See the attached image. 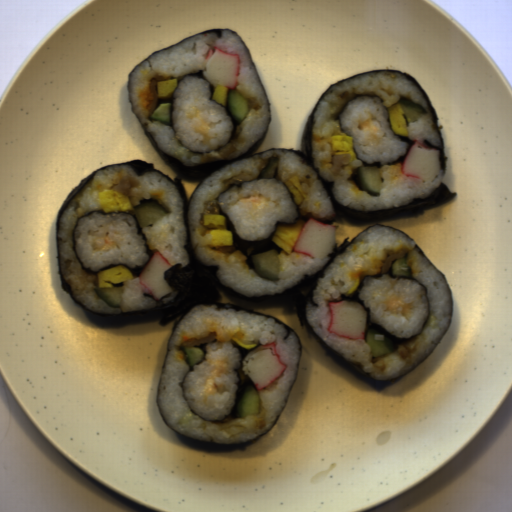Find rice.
I'll use <instances>...</instances> for the list:
<instances>
[{"mask_svg": "<svg viewBox=\"0 0 512 512\" xmlns=\"http://www.w3.org/2000/svg\"><path fill=\"white\" fill-rule=\"evenodd\" d=\"M216 307L194 306L173 331L160 380L158 405L166 422L191 438L215 443L253 440L269 430L286 404L297 373L300 341L293 332L285 340V327L276 324L273 319L235 309L217 310ZM232 337L241 338L243 343H258L256 347L275 341L278 343L277 352L287 367L277 380L258 390L260 414L241 418L235 408L233 414L220 423L204 422L193 415L189 407L205 419L221 420L230 413L235 403L238 377L233 369L239 367V352L230 346L236 344L230 339ZM185 346H196L204 353L203 360L193 365V371L183 383L187 401L178 386V381H182L190 368L183 351ZM241 350L243 358L251 351ZM221 356H227L231 367L229 374L216 378V383L223 382L225 387L215 395H210L209 406H204L202 391L207 377L214 369L207 364V358ZM239 372L241 383L238 402L243 392L255 387L253 381L244 375V371L240 369Z\"/></svg>", "mask_w": 512, "mask_h": 512, "instance_id": "rice-1", "label": "rice"}, {"mask_svg": "<svg viewBox=\"0 0 512 512\" xmlns=\"http://www.w3.org/2000/svg\"><path fill=\"white\" fill-rule=\"evenodd\" d=\"M406 258L412 269V277L428 288L431 314L424 331L404 343H395L393 352L374 357L364 340H348L330 334L329 302L339 301L360 277L384 274L392 268L396 259ZM313 306L305 307L308 323L334 351L345 358L360 362L363 370L376 380H389L403 375L421 363L437 346L450 320L451 301L443 275L421 254L414 243L403 233L383 226H375L361 233L346 249L335 257L326 269L324 278H318L313 291Z\"/></svg>", "mask_w": 512, "mask_h": 512, "instance_id": "rice-2", "label": "rice"}, {"mask_svg": "<svg viewBox=\"0 0 512 512\" xmlns=\"http://www.w3.org/2000/svg\"><path fill=\"white\" fill-rule=\"evenodd\" d=\"M126 176H132L140 182L130 191V201L133 207L140 205L141 200L151 198L152 190H160L164 192L161 202L171 211L154 224L141 227L149 249L153 253H161L171 266L182 264L183 268L189 261L188 253L183 248L187 240L184 207L181 194L173 183L155 171L137 176L128 165L110 167L96 172L95 176L68 204L59 220L57 233L58 237L62 239L59 241V260L63 277L71 285L74 296L94 312L115 314L137 312L155 308L157 304L156 301L143 294L149 292L140 283L139 276H133L129 281L121 282L123 292L120 306H109L94 290L99 289L98 275L86 274L72 249V231L77 223V218L87 212L100 210L96 202L99 198L98 193L112 188L120 182L122 177Z\"/></svg>", "mask_w": 512, "mask_h": 512, "instance_id": "rice-3", "label": "rice"}, {"mask_svg": "<svg viewBox=\"0 0 512 512\" xmlns=\"http://www.w3.org/2000/svg\"><path fill=\"white\" fill-rule=\"evenodd\" d=\"M373 93L381 96L382 106L389 108L399 103L401 96L409 97L412 103H417L424 108L426 114L420 116L417 121L408 122V138L424 144L428 140L434 146H439L441 141L436 129L431 125V111L428 104L417 86L396 71L371 72L355 78L343 81L332 86L329 92L324 95L313 115V135L311 144L313 146L311 156L314 158V167L319 168V174L326 180L334 181L332 194L341 205L348 206L355 210H377L389 207L406 205L414 198L428 197L444 180V173H440L430 184H422L406 177L402 173L394 182H390L388 170L394 164L381 165L380 177L382 188L380 196H371L363 192L356 197L351 191L354 182L348 180L353 174V169L365 167L362 160L357 159L348 163L339 172L338 176H332L330 168L333 166V146L330 138L332 135L342 134L338 120L331 117L338 112L342 104L347 102L353 94Z\"/></svg>", "mask_w": 512, "mask_h": 512, "instance_id": "rice-4", "label": "rice"}, {"mask_svg": "<svg viewBox=\"0 0 512 512\" xmlns=\"http://www.w3.org/2000/svg\"><path fill=\"white\" fill-rule=\"evenodd\" d=\"M215 46L228 54L240 55L241 65L238 85L235 90L247 100L254 97L262 107L256 111L250 110L247 117L237 127V137L232 138L219 152L193 154L178 143L170 125L150 118L146 119L138 96L147 87L148 81L153 75L164 77L171 75L170 79L178 78L179 81L184 76L198 73L200 69L204 70L208 50L211 47L213 51ZM129 87L133 112L139 115L141 122L147 123L146 128L154 137L158 148L178 159L184 166L194 167L212 161L236 159L245 154L256 141L264 136L269 125L267 95L257 77L245 44L237 34H233L229 29L224 30L221 37L214 32L199 35L174 48L154 53L147 61L133 70L129 77ZM172 95L173 93L167 98H160L158 104L161 102L171 103Z\"/></svg>", "mask_w": 512, "mask_h": 512, "instance_id": "rice-5", "label": "rice"}, {"mask_svg": "<svg viewBox=\"0 0 512 512\" xmlns=\"http://www.w3.org/2000/svg\"><path fill=\"white\" fill-rule=\"evenodd\" d=\"M280 155L279 177L280 182L285 184L293 176H297L305 193L309 198L300 205L301 217L312 213L311 218L325 222L336 216L329 194L324 189L321 181L318 180L316 172L305 164L304 160L296 153L284 150L265 152L262 155H255L253 158H245L236 163H231L216 171L196 188L190 204L188 213V225L193 250L198 259L208 265H218V279L226 287H231L246 296H269L275 293H282L285 289H291L304 278V274L313 275L323 268L331 257L324 259H311L308 255L301 254L291 262L282 272L276 281H269L258 275L253 268L249 272L242 269L241 264L229 265L224 260H217L208 253L205 247L213 238L212 233H206L204 224L200 222V214L204 213V201L216 199L219 194L225 191L223 179L236 175L242 169L250 170L254 174L259 172L260 163L273 156Z\"/></svg>", "mask_w": 512, "mask_h": 512, "instance_id": "rice-6", "label": "rice"}, {"mask_svg": "<svg viewBox=\"0 0 512 512\" xmlns=\"http://www.w3.org/2000/svg\"><path fill=\"white\" fill-rule=\"evenodd\" d=\"M210 84L207 80L198 77H187L179 82L174 94L172 122L176 130L174 137L180 140L181 146L192 152L206 153L220 148L228 143L233 130L234 123L226 113L225 107L210 101ZM200 109L199 116L212 121L209 124V136L217 137L211 140L205 147L201 144L203 136L193 131V127L200 125L197 118H188L186 111L195 114Z\"/></svg>", "mask_w": 512, "mask_h": 512, "instance_id": "rice-7", "label": "rice"}, {"mask_svg": "<svg viewBox=\"0 0 512 512\" xmlns=\"http://www.w3.org/2000/svg\"><path fill=\"white\" fill-rule=\"evenodd\" d=\"M99 235H106L119 243L122 249L93 253L90 244ZM76 252L84 267L98 271L109 264H126L131 268L149 260L142 236L137 235L134 218L124 213L101 215L92 213L79 219L75 229Z\"/></svg>", "mask_w": 512, "mask_h": 512, "instance_id": "rice-8", "label": "rice"}, {"mask_svg": "<svg viewBox=\"0 0 512 512\" xmlns=\"http://www.w3.org/2000/svg\"><path fill=\"white\" fill-rule=\"evenodd\" d=\"M252 191L271 199L265 212L255 219L249 215L248 209L252 207L251 203L237 201L240 197H248ZM219 201L238 236L247 241L265 240L274 231L277 221L293 223L299 215L287 187L273 178L245 182L241 187L233 186L220 195Z\"/></svg>", "mask_w": 512, "mask_h": 512, "instance_id": "rice-9", "label": "rice"}, {"mask_svg": "<svg viewBox=\"0 0 512 512\" xmlns=\"http://www.w3.org/2000/svg\"><path fill=\"white\" fill-rule=\"evenodd\" d=\"M372 114V124L378 129L377 136L381 142H369L366 131H359V120H367ZM388 112L377 97H358L348 102L339 117V123L347 136L352 137V145L358 158L367 163L383 162L393 163L397 158L405 155L409 146L395 137L387 122Z\"/></svg>", "mask_w": 512, "mask_h": 512, "instance_id": "rice-10", "label": "rice"}, {"mask_svg": "<svg viewBox=\"0 0 512 512\" xmlns=\"http://www.w3.org/2000/svg\"><path fill=\"white\" fill-rule=\"evenodd\" d=\"M386 293L401 294L406 303L414 300L415 308L410 321L403 316H389V311L382 316L385 304L379 301L384 299L382 294ZM358 296L363 300L365 308L370 307V320L385 325L384 329L396 337L409 338L411 335L418 334L428 317L425 289L414 280L402 278L397 280L386 274L379 279L365 278Z\"/></svg>", "mask_w": 512, "mask_h": 512, "instance_id": "rice-11", "label": "rice"}, {"mask_svg": "<svg viewBox=\"0 0 512 512\" xmlns=\"http://www.w3.org/2000/svg\"><path fill=\"white\" fill-rule=\"evenodd\" d=\"M104 244H105L104 240H102V239H100V238H99L98 240H96V246H97V248L103 247V246H104Z\"/></svg>", "mask_w": 512, "mask_h": 512, "instance_id": "rice-12", "label": "rice"}]
</instances>
